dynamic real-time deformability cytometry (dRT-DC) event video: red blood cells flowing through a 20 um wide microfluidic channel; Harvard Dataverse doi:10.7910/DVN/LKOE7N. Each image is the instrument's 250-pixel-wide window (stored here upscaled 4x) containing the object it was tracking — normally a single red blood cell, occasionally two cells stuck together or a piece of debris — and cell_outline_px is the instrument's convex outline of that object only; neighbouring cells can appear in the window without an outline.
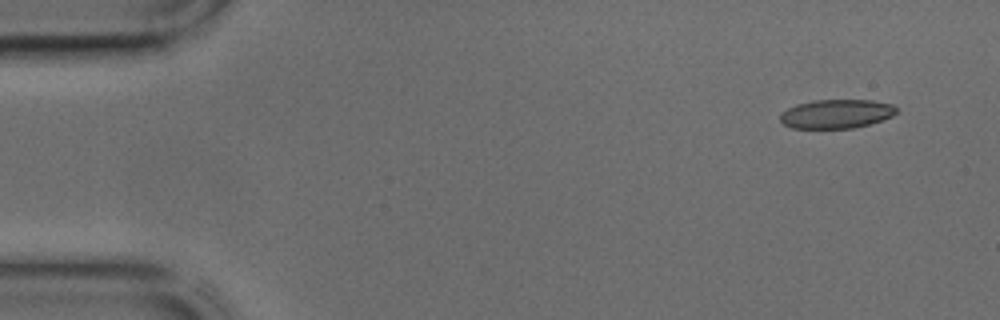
{"species": "common noctule bat (a hibernating species)", "species_latin": "Nyctalus noctula", "temperature_condition": "cold", "stored_images_in_passage": 41, "camera_frame_rate_fps": 3000, "um_per_image_px": 0.085, "animal": {"sex": "male", "body_mass_g": 17.9, "forearm_length_mm": 54.2}, "frame": {"image": 1, "passage_image": 1, "time_ms": 0.0, "image_size_px": [1000, 320], "cell_outline_px": [[896, 112], [892, 116], [868, 124], [852, 128], [792, 128], [784, 124], [780, 120], [780, 116], [788, 108], [796, 104], [816, 100], [872, 100], [892, 104], [896, 108]], "centroid_in_image_um": [71.08, 9.67], "position_along_channel_um": 13.9, "area_um2": 19.36}}
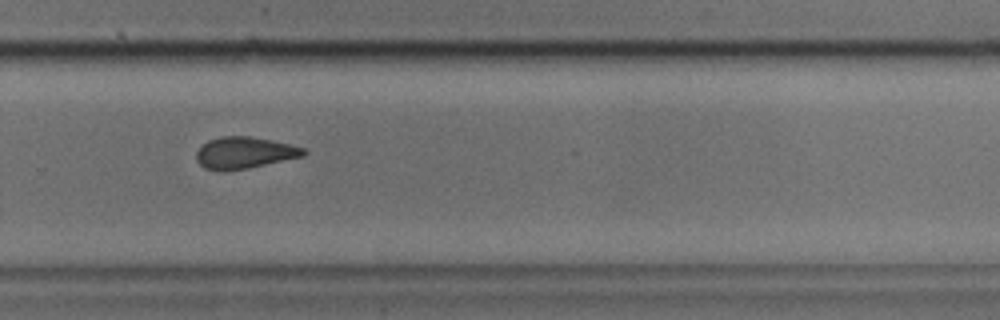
{"frame": {"image": 2, "passage_image": 27, "time_ms": 8.667, "image_size_px": [1000, 320], "cell_outline_px": [[308, 152], [304, 156], [248, 168], [224, 172], [220, 172], [204, 168], [196, 160], [196, 152], [208, 140], [220, 136], [248, 136], [272, 140], [304, 148]], "centroid_in_image_um": [20.75, 13.0], "position_along_channel_um": 309.0, "area_um2": 19.88}}
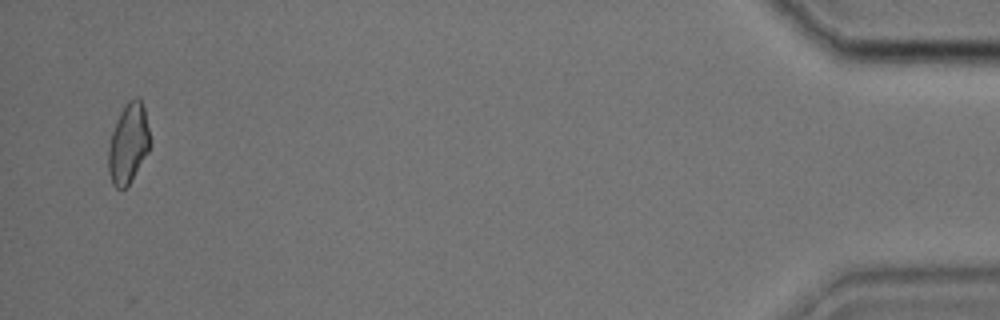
{"frame": {"image": 3, "passage_image": 40, "time_ms": 13.0, "image_size_px": [1000, 320], "cell_outline_px": [[152, 144], [148, 152], [128, 184], [124, 188], [116, 188], [112, 184], [108, 172], [108, 148], [112, 132], [120, 112], [124, 104], [128, 100], [136, 96], [140, 100], [144, 108]], "centroid_in_image_um": [10.91, 12.17], "position_along_channel_um": 424.3, "area_um2": 19.36}}